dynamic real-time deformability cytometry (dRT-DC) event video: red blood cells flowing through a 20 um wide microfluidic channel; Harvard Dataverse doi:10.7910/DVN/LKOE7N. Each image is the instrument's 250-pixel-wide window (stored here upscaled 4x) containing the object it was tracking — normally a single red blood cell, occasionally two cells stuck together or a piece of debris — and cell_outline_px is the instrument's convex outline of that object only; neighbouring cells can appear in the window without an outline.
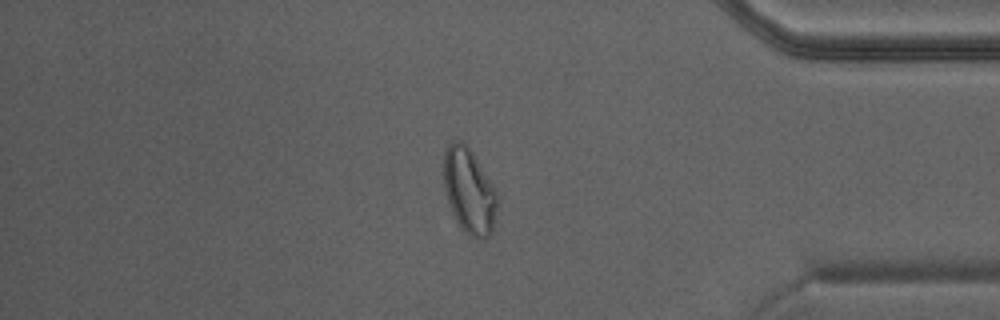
{"species": "Egyptian fruit bat (a non-hibernating species)", "species_latin": "Rousettus aegyptiacus", "temperature_condition": "warm", "stored_images_in_passage": 43, "camera_frame_rate_fps": 3000, "um_per_image_px": 0.085, "animal": {"sex": "male"}, "frame": {"image": 1, "passage_image": 37, "time_ms": 12.0, "image_size_px": [1000, 320], "cell_outline_px": [[496, 220], [492, 232], [484, 240], [480, 240], [464, 232], [460, 228], [452, 212], [444, 188], [444, 152], [448, 144], [452, 140], [464, 140], [472, 152], [496, 192]], "centroid_in_image_um": [39.86, 16.25], "position_along_channel_um": 395.3, "area_um2": 26.53}}
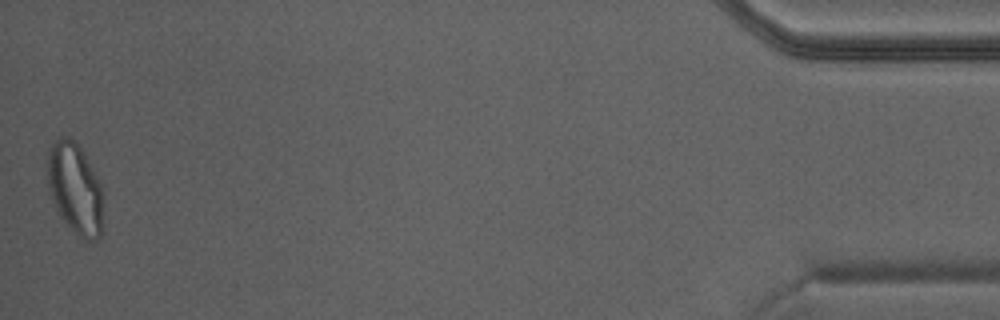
{"frame": {"image": 2, "passage_image": 43, "time_ms": 14.0, "image_size_px": [1000, 320], "cell_outline_px": [[100, 236], [96, 240], [84, 240], [56, 212], [48, 192], [48, 152], [52, 144], [60, 136], [68, 136], [80, 148], [96, 176], [100, 184]], "centroid_in_image_um": [6.31, 16.01], "position_along_channel_um": 428.9, "area_um2": 28.61}}